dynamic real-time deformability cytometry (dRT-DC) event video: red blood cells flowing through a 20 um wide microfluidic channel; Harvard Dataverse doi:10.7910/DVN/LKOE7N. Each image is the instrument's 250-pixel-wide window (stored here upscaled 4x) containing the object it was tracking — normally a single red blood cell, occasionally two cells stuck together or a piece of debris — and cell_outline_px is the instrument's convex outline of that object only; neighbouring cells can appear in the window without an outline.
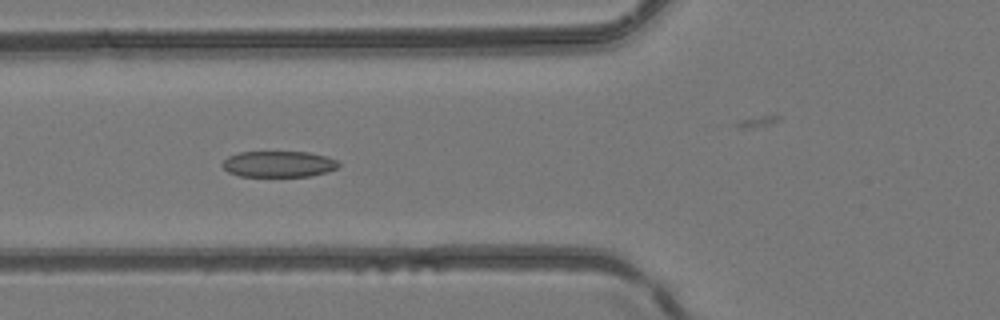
{"species": "common noctule bat (a hibernating species)", "species_latin": "Nyctalus noctula", "temperature_condition": "room temperature", "stored_images_in_passage": 9, "camera_frame_rate_fps": 3000, "um_per_image_px": 0.085, "animal": {"sex": "female", "body_mass_g": 24.6, "forearm_length_mm": 56.2}, "frame": {"image": 1, "passage_image": 6, "time_ms": 6.667, "image_size_px": [1000, 320], "cell_outline_px": [[340, 164], [336, 168], [328, 172], [312, 176], [240, 176], [228, 172], [220, 164], [228, 156], [240, 152], [308, 152], [328, 156], [336, 160]], "centroid_in_image_um": [23.69, 13.94], "position_along_channel_um": 102.1, "area_um2": 17.74}}
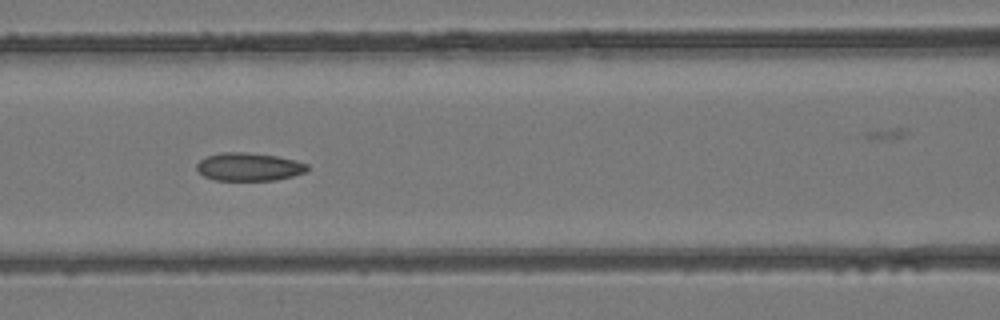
{"frame": {"image": 2, "passage_image": 7, "time_ms": 7.667, "image_size_px": [1000, 320], "cell_outline_px": [[308, 168], [304, 172], [292, 176], [276, 180], [216, 180], [204, 176], [196, 168], [196, 164], [200, 160], [208, 156], [220, 152], [248, 152], [276, 156], [308, 164]], "centroid_in_image_um": [21.13, 14.18], "position_along_channel_um": 145.5, "area_um2": 17.92}}
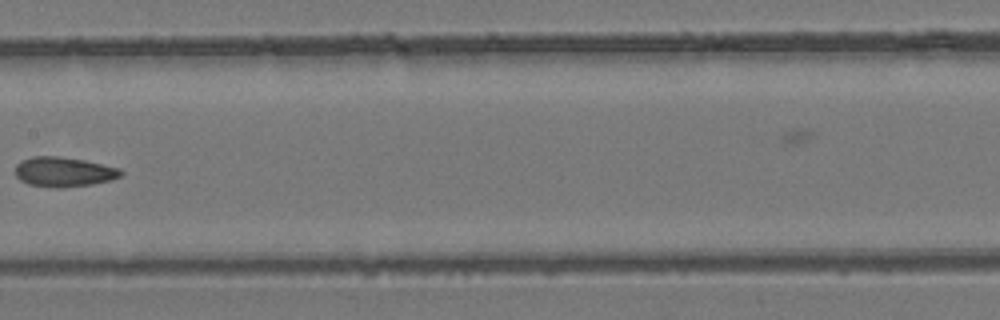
{"frame": {"image": 3, "passage_image": 8, "time_ms": 9.0, "image_size_px": [1000, 320], "cell_outline_px": [[124, 172], [120, 176], [112, 180], [92, 184], [60, 188], [52, 188], [28, 184], [20, 180], [16, 176], [16, 164], [20, 160], [32, 156], [60, 156], [84, 160], [120, 168]], "centroid_in_image_um": [5.41, 14.61], "position_along_channel_um": 202.0, "area_um2": 18.5}}